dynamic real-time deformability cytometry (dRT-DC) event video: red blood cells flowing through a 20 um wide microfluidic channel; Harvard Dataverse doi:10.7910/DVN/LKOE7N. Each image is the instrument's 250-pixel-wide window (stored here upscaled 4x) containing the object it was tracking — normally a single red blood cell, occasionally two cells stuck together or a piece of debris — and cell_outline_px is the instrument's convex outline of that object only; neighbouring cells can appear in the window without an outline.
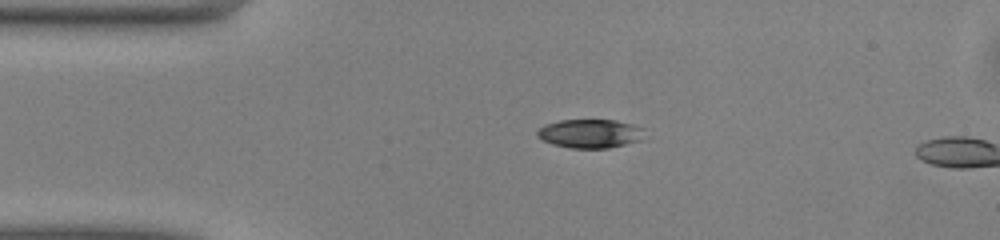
{"species": "common noctule bat (a hibernating species)", "species_latin": "Nyctalus noctula", "temperature_condition": "warm", "stored_images_in_passage": 3, "camera_frame_rate_fps": 3000, "um_per_image_px": 0.085, "animal": {"sex": "male", "body_mass_g": 13.0, "forearm_length_mm": 53.1}, "frame": {"image": 1, "passage_image": 1, "time_ms": 0.0, "image_size_px": [1000, 240], "cell_outline_px": [[648, 128], [644, 140], [608, 148], [568, 148], [552, 144], [536, 136], [536, 132], [544, 124], [560, 120], [616, 120]], "centroid_in_image_um": [50.24, 11.35], "position_along_channel_um": 34.8, "area_um2": 18.44}}